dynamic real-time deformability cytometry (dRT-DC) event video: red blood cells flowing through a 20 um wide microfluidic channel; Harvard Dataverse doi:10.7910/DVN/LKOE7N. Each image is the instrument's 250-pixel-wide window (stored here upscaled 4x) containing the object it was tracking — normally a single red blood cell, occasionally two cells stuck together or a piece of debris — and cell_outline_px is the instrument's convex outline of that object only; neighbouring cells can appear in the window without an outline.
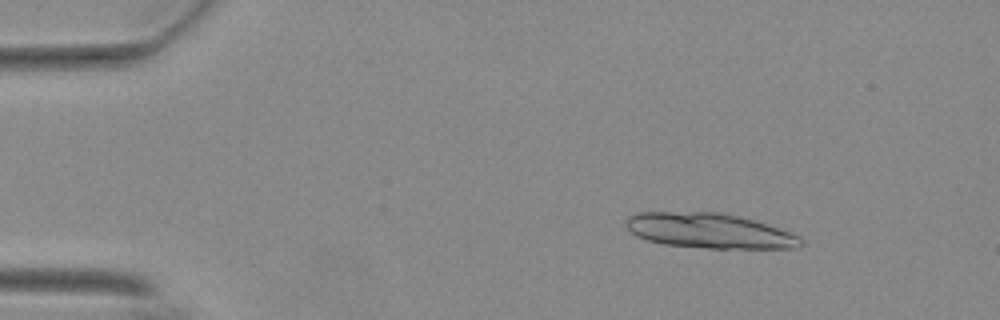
{"species": "Egyptian fruit bat (a non-hibernating species)", "species_latin": "Rousettus aegyptiacus", "temperature_condition": "warm", "stored_images_in_passage": 19, "camera_frame_rate_fps": 3000, "um_per_image_px": 0.085, "animal": {"sex": "female"}, "frame": {"image": 1, "passage_image": 1, "time_ms": 0.0, "image_size_px": [1000, 320], "cell_outline_px": [[804, 244], [796, 248], [708, 248], [664, 244], [648, 240], [632, 232], [624, 224], [624, 220], [628, 216], [640, 212], [720, 212], [740, 216], [800, 236], [804, 240]], "centroid_in_image_um": [60.28, 19.61], "position_along_channel_um": 24.7, "area_um2": 35.37}}